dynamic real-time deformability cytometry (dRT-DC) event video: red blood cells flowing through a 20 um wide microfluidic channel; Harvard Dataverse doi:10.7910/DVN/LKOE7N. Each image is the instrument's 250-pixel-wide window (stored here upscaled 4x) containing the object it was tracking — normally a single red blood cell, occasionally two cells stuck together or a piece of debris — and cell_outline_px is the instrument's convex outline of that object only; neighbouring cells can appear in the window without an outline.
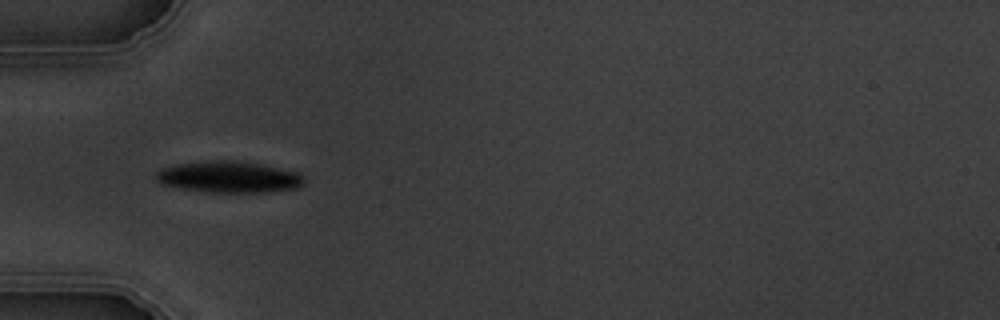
{"species": "common noctule bat (a hibernating species)", "species_latin": "Nyctalus noctula", "temperature_condition": "warm", "stored_images_in_passage": 14, "camera_frame_rate_fps": 3000, "um_per_image_px": 0.085, "animal": {"sex": "male", "body_mass_g": 19.5, "forearm_length_mm": 54.6}, "frame": {"image": 1, "passage_image": 5, "time_ms": 5.333, "image_size_px": [1000, 320], "cell_outline_px": [[304, 184], [300, 188], [264, 192], [208, 192], [160, 184], [156, 180], [156, 172], [160, 168], [176, 164], [208, 160], [236, 160], [260, 164], [300, 172], [304, 176]], "centroid_in_image_um": [19.48, 15.03], "position_along_channel_um": 65.5, "area_um2": 27.34}}
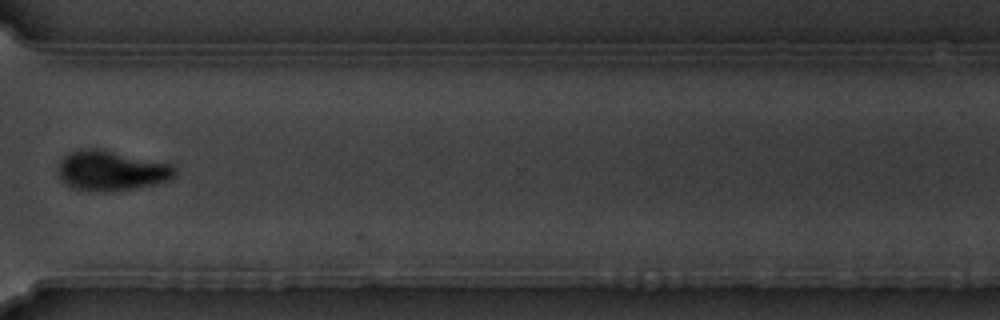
{"frame": {"image": 2, "passage_image": 12, "time_ms": 13.333, "image_size_px": [1000, 320], "cell_outline_px": [[176, 172], [168, 180], [136, 188], [96, 192], [72, 188], [60, 176], [60, 160], [68, 152], [80, 148], [100, 148], [172, 164], [176, 168]], "centroid_in_image_um": [9.46, 14.48], "position_along_channel_um": 361.1, "area_um2": 26.99}}
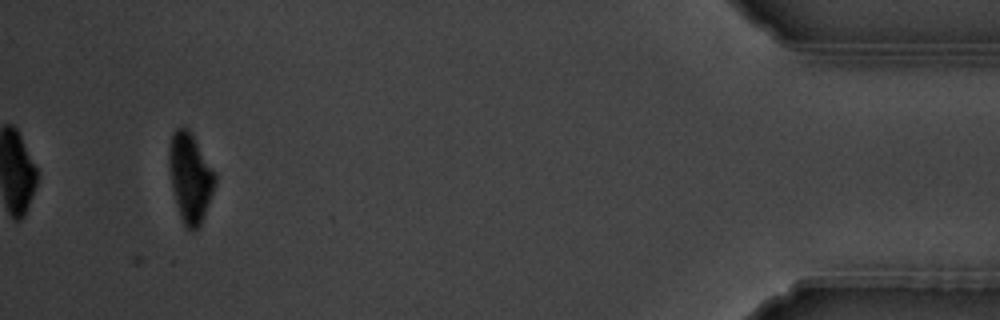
{"frame": {"image": 3, "passage_image": 14, "time_ms": 16.667, "image_size_px": [1000, 320], "cell_outline_px": [[216, 180], [212, 192], [200, 224], [196, 228], [188, 228], [184, 224], [180, 216], [176, 204], [168, 164], [168, 148], [172, 132], [176, 128], [188, 128], [216, 172]], "centroid_in_image_um": [16.15, 15.02], "position_along_channel_um": 419.1, "area_um2": 23.47}, "authors_computed_cell_mechanics": {"area_um2": 27.166, "velocity_mm_per_s": 3.7222, "shape_relaxation_time_tau1_ms": 1.9059, "shape_relaxation_time_tau2_ms": null, "deformation_change_tau1": 0.1404, "deformation_change_tau2": null}}